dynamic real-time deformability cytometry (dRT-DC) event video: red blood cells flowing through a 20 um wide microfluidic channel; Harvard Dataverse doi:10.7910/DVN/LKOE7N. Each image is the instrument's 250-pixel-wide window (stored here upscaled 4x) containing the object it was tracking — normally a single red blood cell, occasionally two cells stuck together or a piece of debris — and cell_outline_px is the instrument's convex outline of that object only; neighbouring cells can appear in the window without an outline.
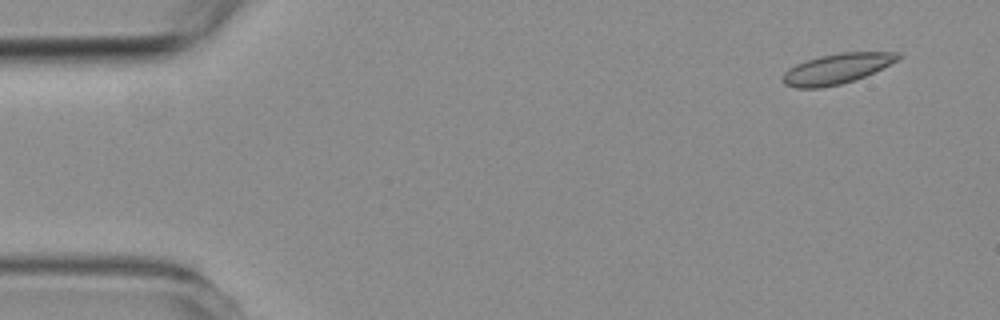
{"species": "common noctule bat (a hibernating species)", "species_latin": "Nyctalus noctula", "temperature_condition": "room temperature", "stored_images_in_passage": 3, "camera_frame_rate_fps": 3000, "um_per_image_px": 0.085, "animal": {"sex": "female", "body_mass_g": 19.3, "forearm_length_mm": 54.1}, "frame": {"image": 1, "passage_image": 3, "time_ms": 36.0, "image_size_px": [1000, 320], "cell_outline_px": [[900, 56], [896, 60], [856, 80], [840, 84], [820, 88], [796, 88], [784, 84], [784, 72], [788, 68], [796, 64], [820, 56], [840, 52], [900, 52]], "centroid_in_image_um": [71.09, 5.84], "position_along_channel_um": 13.9, "area_um2": 19.94}}